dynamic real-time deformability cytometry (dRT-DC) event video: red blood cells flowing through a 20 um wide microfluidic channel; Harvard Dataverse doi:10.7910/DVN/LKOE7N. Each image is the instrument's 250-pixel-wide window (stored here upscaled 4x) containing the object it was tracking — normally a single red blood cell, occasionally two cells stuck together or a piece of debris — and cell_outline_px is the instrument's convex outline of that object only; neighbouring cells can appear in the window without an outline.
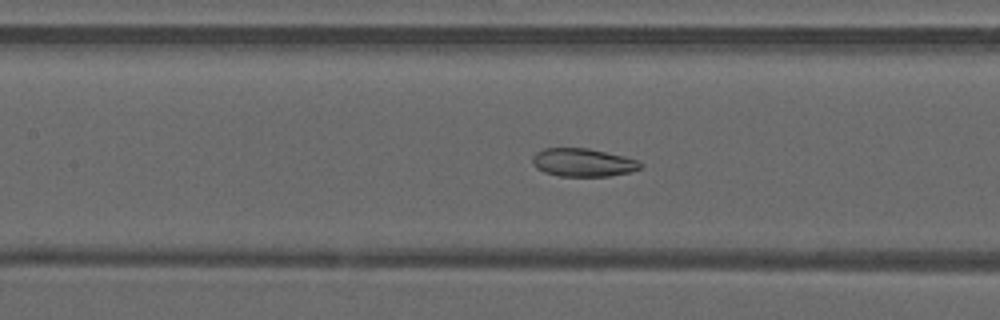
{"species": "common noctule bat (a hibernating species)", "species_latin": "Nyctalus noctula", "temperature_condition": "warm", "stored_images_in_passage": 38, "camera_frame_rate_fps": 3000, "um_per_image_px": 0.085, "animal": {"sex": "male", "forearm_length_mm": 52.5}, "frame": {"image": 1, "passage_image": 10, "time_ms": 3.0, "image_size_px": [1000, 320], "cell_outline_px": [[644, 164], [640, 168], [628, 172], [608, 176], [560, 176], [544, 172], [536, 168], [532, 164], [532, 156], [536, 152], [544, 148], [588, 148], [624, 156], [636, 160]], "centroid_in_image_um": [49.51, 13.81], "position_along_channel_um": 157.9, "area_um2": 17.69}}
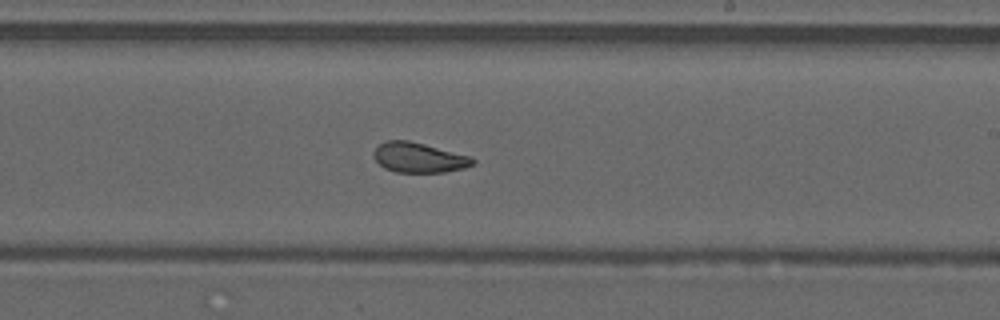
{"frame": {"image": 2, "passage_image": 17, "time_ms": 5.333, "image_size_px": [1000, 320], "cell_outline_px": [[476, 164], [464, 168], [444, 172], [396, 172], [384, 168], [372, 156], [372, 152], [384, 140], [408, 140], [472, 156], [476, 160]], "centroid_in_image_um": [35.62, 13.39], "position_along_channel_um": 253.4, "area_um2": 17.46}}
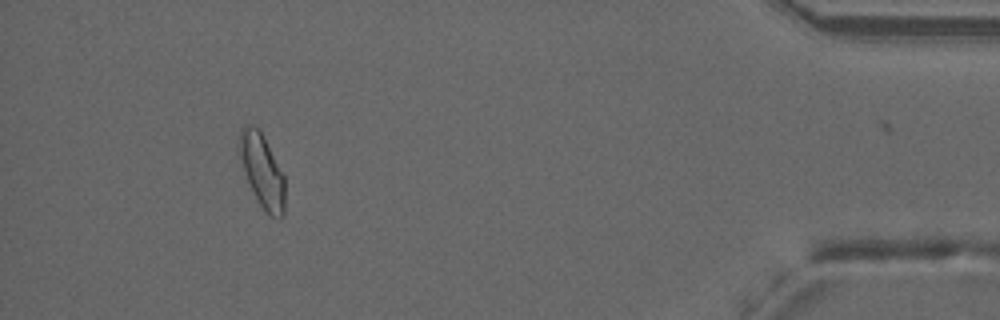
{"frame": {"image": 3, "passage_image": 33, "time_ms": 10.667, "image_size_px": [1000, 320], "cell_outline_px": [[284, 216], [280, 220], [268, 216], [260, 204], [248, 180], [240, 156], [240, 128], [244, 124], [252, 124], [260, 132], [284, 176]], "centroid_in_image_um": [22.31, 14.58], "position_along_channel_um": 412.9, "area_um2": 18.79}, "authors_computed_cell_mechanics": {"area_um2": 18.496, "velocity_mm_per_s": 4.1134, "shape_relaxation_time_tau1_ms": null, "shape_relaxation_time_tau2_ms": 1.8036, "deformation_change_tau1": null, "deformation_change_tau2": 0.0809}}